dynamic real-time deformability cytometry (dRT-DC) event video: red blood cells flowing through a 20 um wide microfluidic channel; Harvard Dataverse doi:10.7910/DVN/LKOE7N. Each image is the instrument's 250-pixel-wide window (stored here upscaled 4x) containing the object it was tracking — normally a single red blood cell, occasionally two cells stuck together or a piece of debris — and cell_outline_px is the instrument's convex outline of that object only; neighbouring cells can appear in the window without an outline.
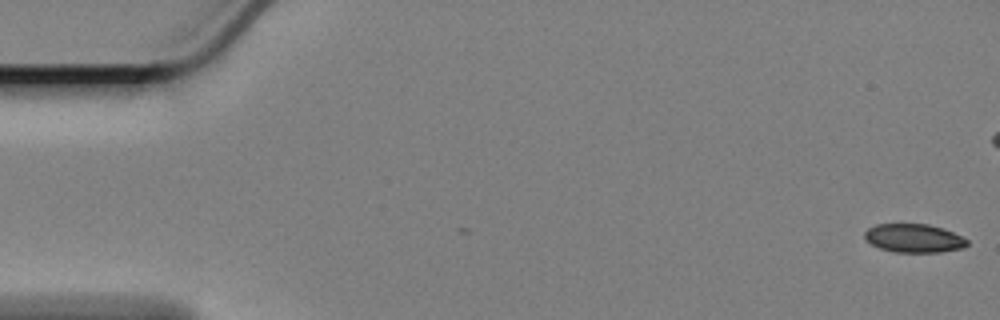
{"species": "Egyptian fruit bat (a non-hibernating species)", "species_latin": "Rousettus aegyptiacus", "temperature_condition": "cold", "stored_images_in_passage": 60, "camera_frame_rate_fps": 3000, "um_per_image_px": 0.085, "animal": {"sex": "female"}, "frame": {"image": 1, "passage_image": 1, "time_ms": 0.0, "image_size_px": [1000, 320], "cell_outline_px": [[968, 244], [964, 248], [940, 252], [892, 252], [880, 248], [864, 240], [864, 232], [868, 228], [876, 224], [928, 224], [944, 228], [968, 240]], "centroid_in_image_um": [77.66, 20.25], "position_along_channel_um": 7.3, "area_um2": 17.17}}
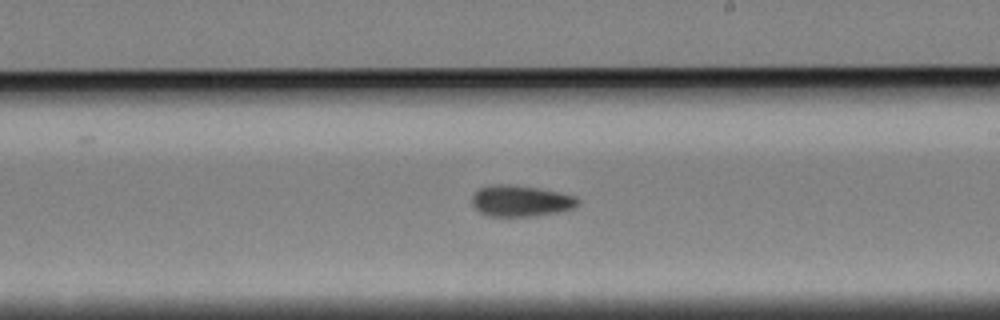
{"frame": {"image": 2, "passage_image": 34, "time_ms": 11.0, "image_size_px": [1000, 320], "cell_outline_px": [[580, 204], [576, 208], [536, 216], [488, 216], [480, 212], [472, 204], [472, 196], [480, 188], [492, 184], [508, 184], [540, 188], [560, 192], [576, 196], [580, 200]], "centroid_in_image_um": [44.31, 17.07], "position_along_channel_um": 244.7, "area_um2": 19.42}}
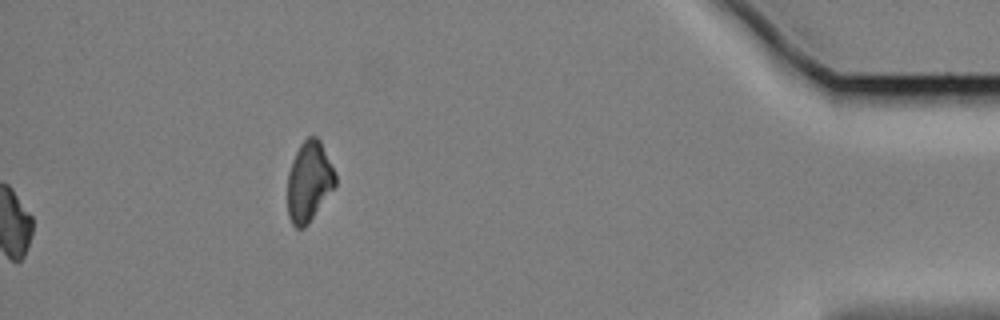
{"frame": {"image": 3, "passage_image": 60, "time_ms": 19.667, "image_size_px": [1000, 320], "cell_outline_px": [[336, 184], [308, 224], [304, 228], [296, 228], [292, 224], [288, 216], [288, 172], [292, 160], [300, 144], [308, 136], [316, 136], [320, 140], [336, 172]], "centroid_in_image_um": [26.27, 15.42], "position_along_channel_um": 408.9, "area_um2": 22.31}}